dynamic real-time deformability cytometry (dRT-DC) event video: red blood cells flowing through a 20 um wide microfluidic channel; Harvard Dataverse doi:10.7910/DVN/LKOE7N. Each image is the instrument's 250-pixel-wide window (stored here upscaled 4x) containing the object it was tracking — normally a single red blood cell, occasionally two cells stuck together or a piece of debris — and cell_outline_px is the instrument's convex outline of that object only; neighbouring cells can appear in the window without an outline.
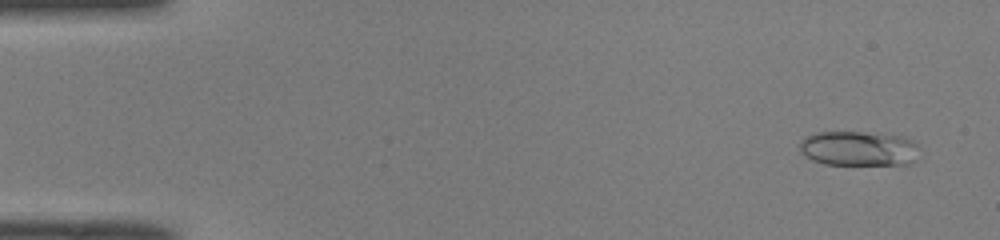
{"species": "common noctule bat (a hibernating species)", "species_latin": "Nyctalus noctula", "temperature_condition": "room temperature", "stored_images_in_passage": 49, "camera_frame_rate_fps": 3000, "um_per_image_px": 0.085, "animal": {"sex": "male", "body_mass_g": 19.0, "forearm_length_mm": 50.8}, "frame": {"image": 1, "passage_image": 3, "time_ms": 0.667, "image_size_px": [1000, 240], "cell_outline_px": [[916, 160], [908, 164], [824, 164], [812, 160], [800, 152], [800, 140], [804, 136], [816, 132], [864, 132], [900, 136], [916, 140]], "centroid_in_image_um": [72.95, 12.61], "position_along_channel_um": 12.1, "area_um2": 24.28}}
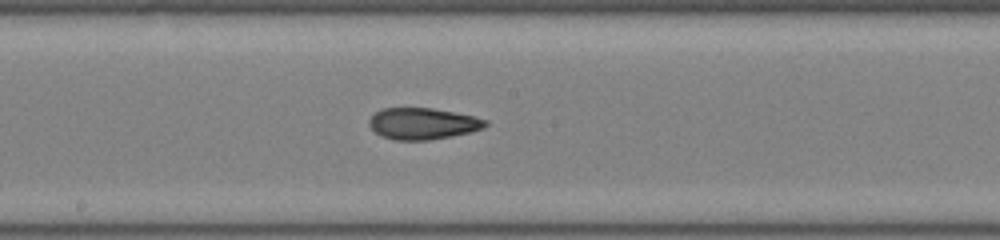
{"frame": {"image": 2, "passage_image": 27, "time_ms": 8.667, "image_size_px": [1000, 240], "cell_outline_px": [[488, 124], [484, 128], [472, 132], [452, 136], [428, 140], [396, 140], [380, 136], [368, 124], [368, 120], [376, 112], [384, 108], [432, 108], [472, 116], [488, 120]], "centroid_in_image_um": [35.94, 10.51], "position_along_channel_um": 212.3, "area_um2": 21.27}}
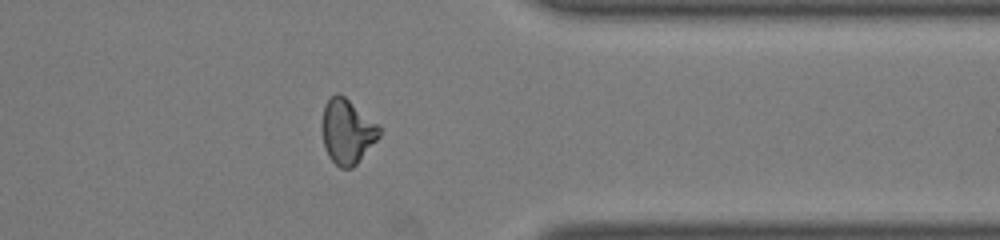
{"frame": {"image": 3, "passage_image": 40, "time_ms": 13.0, "image_size_px": [1000, 240], "cell_outline_px": [[380, 136], [356, 164], [352, 168], [340, 168], [328, 156], [324, 148], [320, 124], [324, 104], [336, 92], [340, 92], [380, 124]], "centroid_in_image_um": [29.49, 11.14], "position_along_channel_um": 381.9, "area_um2": 22.08}}